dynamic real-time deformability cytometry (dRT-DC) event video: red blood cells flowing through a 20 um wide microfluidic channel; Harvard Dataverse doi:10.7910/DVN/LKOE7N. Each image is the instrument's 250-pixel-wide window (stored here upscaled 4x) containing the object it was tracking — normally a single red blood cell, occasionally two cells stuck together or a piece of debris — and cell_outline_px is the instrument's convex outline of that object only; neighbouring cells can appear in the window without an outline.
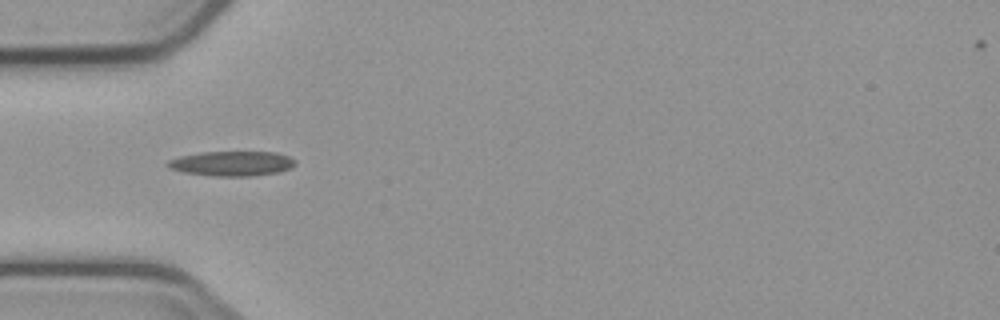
{"species": "common noctule bat (a hibernating species)", "species_latin": "Nyctalus noctula", "temperature_condition": "cold", "stored_images_in_passage": 4, "camera_frame_rate_fps": 3000, "um_per_image_px": 0.085, "animal": {"sex": "male", "body_mass_g": 23.1, "forearm_length_mm": 52.7}, "frame": {"image": 1, "passage_image": 2, "time_ms": 1.333, "image_size_px": [1000, 320], "cell_outline_px": [[296, 164], [292, 168], [276, 172], [248, 176], [212, 176], [184, 172], [168, 168], [164, 164], [168, 160], [180, 156], [200, 152], [276, 152], [288, 156], [296, 160]], "centroid_in_image_um": [19.69, 13.89], "position_along_channel_um": 65.3, "area_um2": 18.5}}
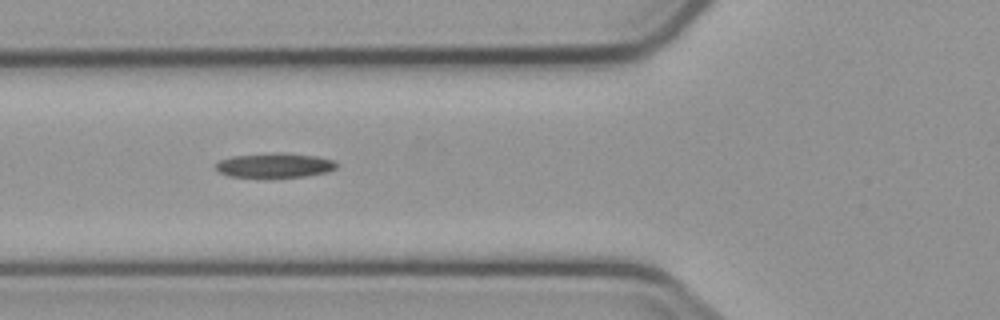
{"frame": {"image": 2, "passage_image": 3, "time_ms": 2.333, "image_size_px": [1000, 320], "cell_outline_px": [[336, 168], [328, 172], [304, 176], [272, 180], [264, 180], [228, 176], [220, 172], [216, 168], [216, 164], [220, 160], [232, 156], [280, 152], [316, 156], [332, 160], [336, 164]], "centroid_in_image_um": [23.31, 14.1], "position_along_channel_um": 102.5, "area_um2": 18.03}}
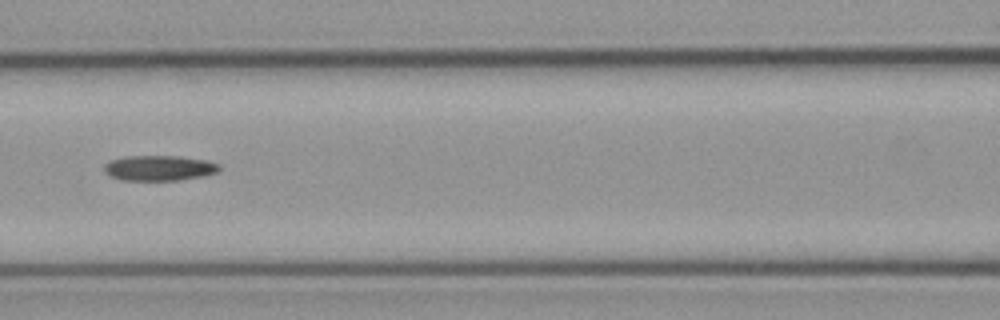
{"frame": {"image": 3, "passage_image": 4, "time_ms": 3.667, "image_size_px": [1000, 320], "cell_outline_px": [[220, 168], [216, 172], [204, 176], [180, 180], [120, 180], [104, 172], [104, 164], [112, 160], [128, 156], [176, 156], [204, 160], [220, 164]], "centroid_in_image_um": [13.53, 14.29], "position_along_channel_um": 153.1, "area_um2": 16.82}}